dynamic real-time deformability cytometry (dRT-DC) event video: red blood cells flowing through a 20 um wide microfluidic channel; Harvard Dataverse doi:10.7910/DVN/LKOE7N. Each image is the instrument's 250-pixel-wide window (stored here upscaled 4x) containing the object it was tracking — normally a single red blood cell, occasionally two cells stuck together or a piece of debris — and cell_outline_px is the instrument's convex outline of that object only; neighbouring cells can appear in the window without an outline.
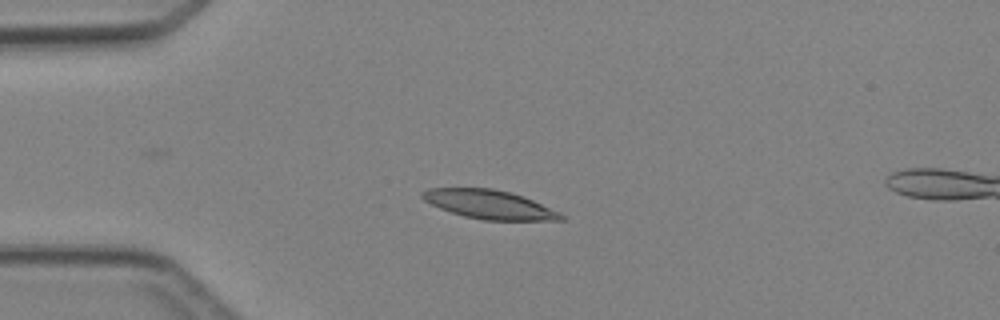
{"species": "Egyptian fruit bat (a non-hibernating species)", "species_latin": "Rousettus aegyptiacus", "temperature_condition": "cold", "stored_images_in_passage": 3, "camera_frame_rate_fps": 3000, "um_per_image_px": 0.085, "animal": {"sex": "female"}, "frame": {"image": 1, "passage_image": 3, "time_ms": 2.333, "image_size_px": [1000, 320], "cell_outline_px": [[564, 220], [484, 220], [464, 216], [440, 208], [424, 200], [420, 196], [420, 192], [428, 188], [492, 188], [512, 192], [524, 196], [560, 212], [564, 216]], "centroid_in_image_um": [41.59, 17.37], "position_along_channel_um": 43.4, "area_um2": 23.29}}